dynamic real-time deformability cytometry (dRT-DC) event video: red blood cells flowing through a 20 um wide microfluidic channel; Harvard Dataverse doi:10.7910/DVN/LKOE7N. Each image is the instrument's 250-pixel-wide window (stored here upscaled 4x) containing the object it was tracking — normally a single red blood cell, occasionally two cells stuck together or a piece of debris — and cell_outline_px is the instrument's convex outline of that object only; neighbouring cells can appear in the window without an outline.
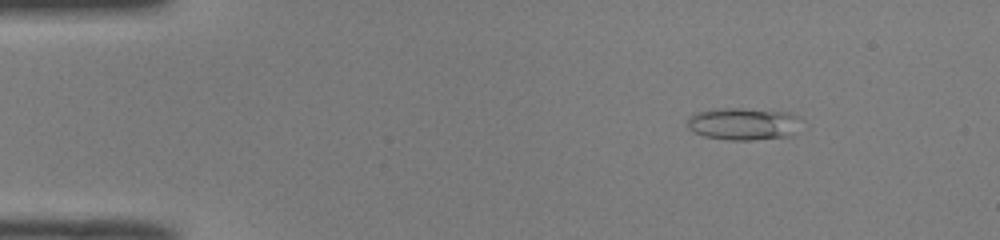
{"species": "common noctule bat (a hibernating species)", "species_latin": "Nyctalus noctula", "temperature_condition": "room temperature", "stored_images_in_passage": 51, "camera_frame_rate_fps": 3000, "um_per_image_px": 0.085, "animal": {"sex": "male", "body_mass_g": 19.0, "forearm_length_mm": 50.8}, "frame": {"image": 1, "passage_image": 7, "time_ms": 2.0, "image_size_px": [1000, 240], "cell_outline_px": [[804, 120], [792, 136], [752, 140], [728, 140], [704, 136], [692, 132], [688, 128], [688, 120], [692, 112], [724, 108], [740, 108], [788, 112], [800, 116]], "centroid_in_image_um": [63.23, 10.53], "position_along_channel_um": 21.8, "area_um2": 21.85}}
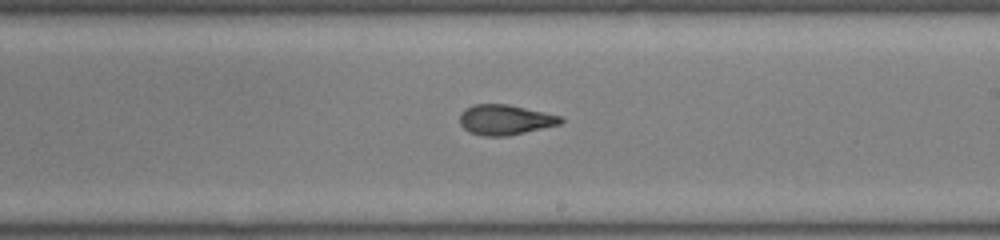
{"frame": {"image": 2, "passage_image": 30, "time_ms": 9.667, "image_size_px": [1000, 240], "cell_outline_px": [[564, 120], [560, 124], [508, 136], [484, 136], [468, 132], [460, 124], [460, 112], [464, 108], [472, 104], [508, 104], [560, 116]], "centroid_in_image_um": [42.88, 10.18], "position_along_channel_um": 246.1, "area_um2": 17.74}}
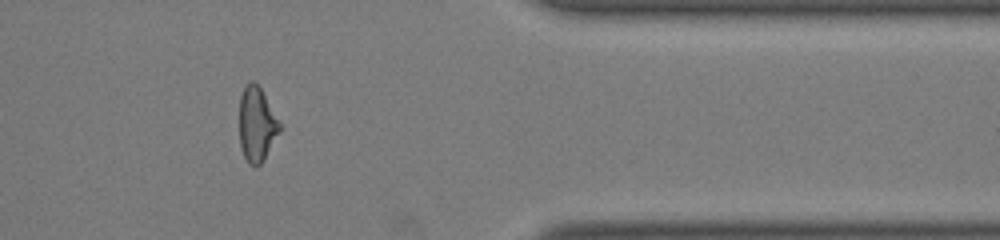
{"frame": {"image": 3, "passage_image": 42, "time_ms": 13.667, "image_size_px": [1000, 240], "cell_outline_px": [[280, 132], [264, 160], [256, 168], [248, 164], [240, 148], [240, 96], [244, 84], [252, 80], [260, 88], [280, 124]], "centroid_in_image_um": [21.8, 10.61], "position_along_channel_um": 389.6, "area_um2": 17.46}, "authors_computed_cell_mechanics": {"area_um2": 18.496, "velocity_mm_per_s": 4.0316, "shape_relaxation_time_tau1_ms": null, "shape_relaxation_time_tau2_ms": 1.5933, "deformation_change_tau1": null, "deformation_change_tau2": 0.0855}}